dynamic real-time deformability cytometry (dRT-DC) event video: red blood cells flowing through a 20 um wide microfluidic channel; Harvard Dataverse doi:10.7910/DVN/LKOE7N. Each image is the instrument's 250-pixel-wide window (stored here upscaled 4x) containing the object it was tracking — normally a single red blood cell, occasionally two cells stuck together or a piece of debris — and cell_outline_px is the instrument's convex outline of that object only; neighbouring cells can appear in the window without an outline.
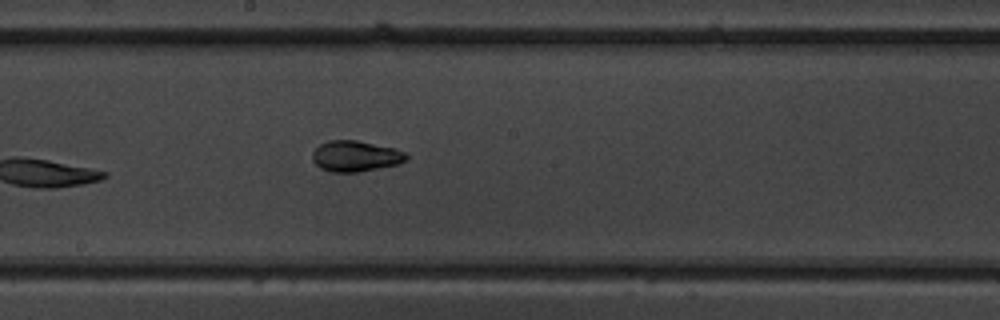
{"species": "common noctule bat (a hibernating species)", "species_latin": "Nyctalus noctula", "temperature_condition": "warm", "stored_images_in_passage": 9, "camera_frame_rate_fps": 3000, "um_per_image_px": 0.085, "animal": {"sex": "male", "body_mass_g": 19.5, "forearm_length_mm": 54.6}, "frame": {"image": 1, "passage_image": 9, "time_ms": 9.333, "image_size_px": [1000, 320], "cell_outline_px": [[408, 160], [400, 164], [360, 172], [328, 172], [320, 168], [312, 160], [312, 152], [320, 144], [328, 140], [356, 140], [392, 148], [404, 152], [408, 156]], "centroid_in_image_um": [30.2, 13.29], "position_along_channel_um": 218.0, "area_um2": 16.99}}